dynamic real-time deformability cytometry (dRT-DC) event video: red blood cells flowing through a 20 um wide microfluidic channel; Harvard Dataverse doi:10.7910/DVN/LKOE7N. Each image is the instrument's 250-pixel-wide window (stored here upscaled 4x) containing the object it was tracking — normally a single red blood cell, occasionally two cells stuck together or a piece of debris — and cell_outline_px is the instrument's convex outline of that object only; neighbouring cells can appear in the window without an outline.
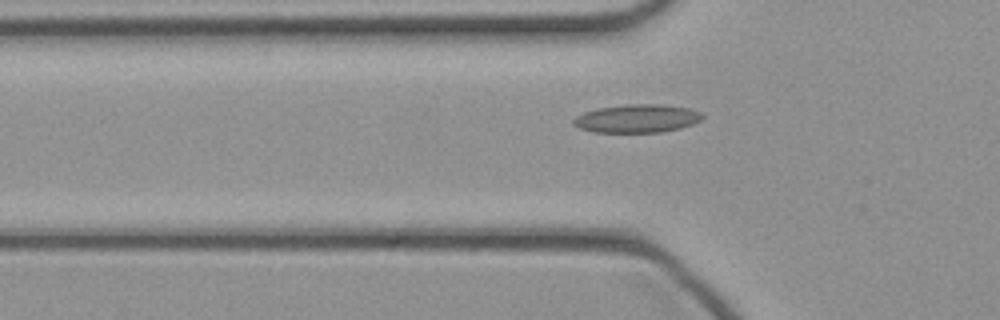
{"species": "common noctule bat (a hibernating species)", "species_latin": "Nyctalus noctula", "temperature_condition": "cold", "stored_images_in_passage": 33, "camera_frame_rate_fps": 3000, "um_per_image_px": 0.085, "animal": {"sex": "female", "body_mass_g": 21.9}, "frame": {"image": 1, "passage_image": 2, "time_ms": 0.333, "image_size_px": [1000, 320], "cell_outline_px": [[704, 116], [700, 120], [692, 124], [680, 128], [664, 132], [592, 132], [580, 128], [572, 124], [572, 120], [576, 116], [584, 112], [596, 108], [628, 104], [660, 104], [692, 108], [700, 112]], "centroid_in_image_um": [54.14, 10.07], "position_along_channel_um": 71.7, "area_um2": 21.39}}
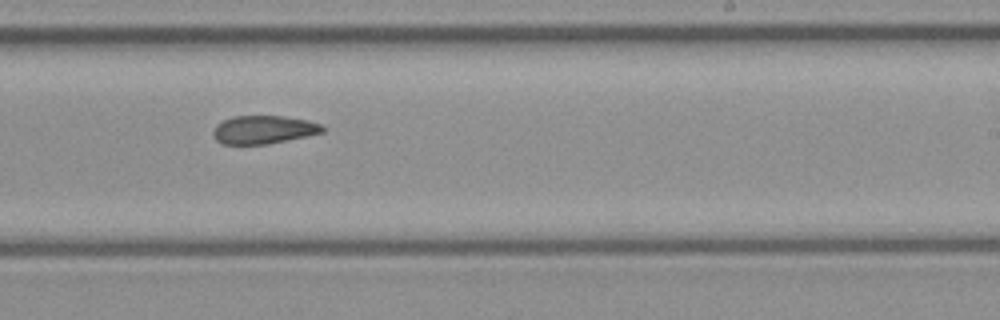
{"frame": {"image": 2, "passage_image": 15, "time_ms": 4.667, "image_size_px": [1000, 320], "cell_outline_px": [[324, 132], [268, 144], [220, 144], [212, 136], [212, 132], [216, 124], [232, 116], [284, 116], [308, 120], [320, 124], [324, 128]], "centroid_in_image_um": [22.36, 11.02], "position_along_channel_um": 266.6, "area_um2": 18.03}}
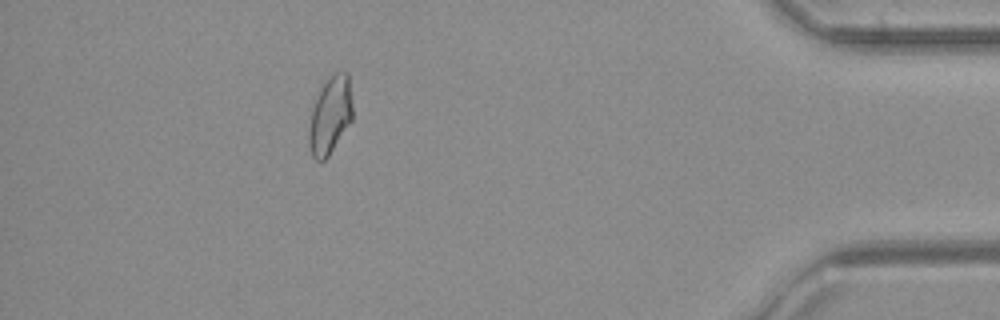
{"frame": {"image": 3, "passage_image": 28, "time_ms": 9.0, "image_size_px": [1000, 320], "cell_outline_px": [[352, 120], [328, 156], [324, 160], [316, 160], [312, 156], [308, 144], [308, 128], [312, 108], [320, 88], [336, 72], [348, 72], [352, 104]], "centroid_in_image_um": [28.05, 9.82], "position_along_channel_um": 407.2, "area_um2": 19.54}}